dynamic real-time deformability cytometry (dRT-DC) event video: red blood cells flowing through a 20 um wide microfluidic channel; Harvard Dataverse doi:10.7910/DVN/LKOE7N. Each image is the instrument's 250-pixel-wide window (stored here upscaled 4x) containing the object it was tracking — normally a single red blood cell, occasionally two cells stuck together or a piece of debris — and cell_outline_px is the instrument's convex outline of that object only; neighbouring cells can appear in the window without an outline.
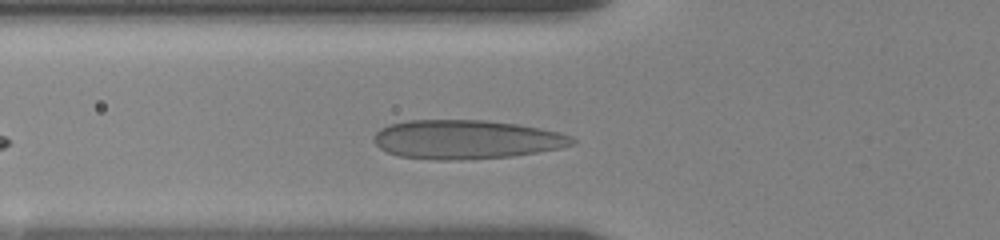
{"species": "human", "species_latin": "Homo sapiens", "temperature_condition": "room temperature", "stored_images_in_passage": 12, "camera_frame_rate_fps": 3000, "um_per_image_px": 0.085, "donor": {"sex": "female"}, "frame": {"image": 1, "passage_image": 4, "time_ms": 1.667, "image_size_px": [1000, 240], "cell_outline_px": [[576, 144], [560, 148], [512, 156], [460, 160], [436, 160], [400, 156], [388, 152], [380, 148], [372, 140], [372, 136], [380, 128], [388, 124], [408, 120], [484, 120], [516, 124], [540, 128], [572, 136], [576, 140]], "centroid_in_image_um": [39.6, 11.85], "position_along_channel_um": 86.2, "area_um2": 45.14}}
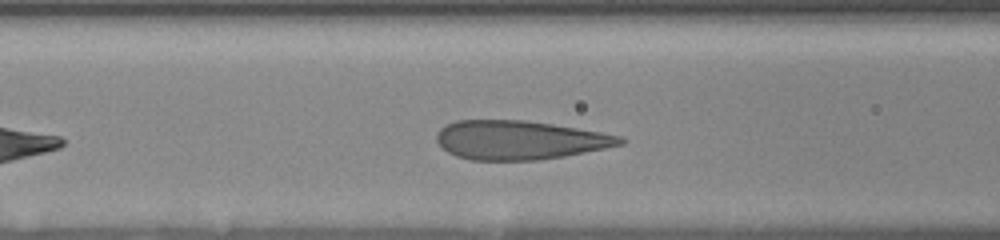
{"frame": {"image": 2, "passage_image": 7, "time_ms": 2.667, "image_size_px": [1000, 240], "cell_outline_px": [[628, 140], [624, 144], [564, 156], [540, 160], [472, 160], [456, 156], [448, 152], [436, 140], [436, 132], [444, 124], [456, 120], [524, 120], [552, 124], [600, 132], [620, 136]], "centroid_in_image_um": [44.13, 11.9], "position_along_channel_um": 122.5, "area_um2": 41.62}}
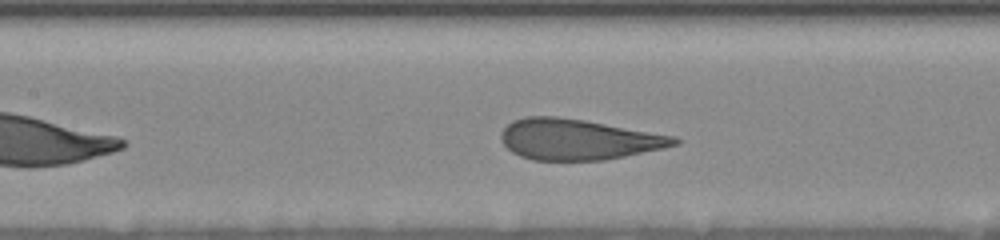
{"frame": {"image": 3, "passage_image": 11, "time_ms": 3.667, "image_size_px": [1000, 240], "cell_outline_px": [[680, 144], [624, 156], [604, 160], [532, 160], [520, 156], [512, 152], [500, 140], [500, 136], [504, 128], [512, 120], [524, 116], [556, 116], [584, 120], [676, 136], [680, 140]], "centroid_in_image_um": [49.11, 11.84], "position_along_channel_um": 158.3, "area_um2": 41.04}}